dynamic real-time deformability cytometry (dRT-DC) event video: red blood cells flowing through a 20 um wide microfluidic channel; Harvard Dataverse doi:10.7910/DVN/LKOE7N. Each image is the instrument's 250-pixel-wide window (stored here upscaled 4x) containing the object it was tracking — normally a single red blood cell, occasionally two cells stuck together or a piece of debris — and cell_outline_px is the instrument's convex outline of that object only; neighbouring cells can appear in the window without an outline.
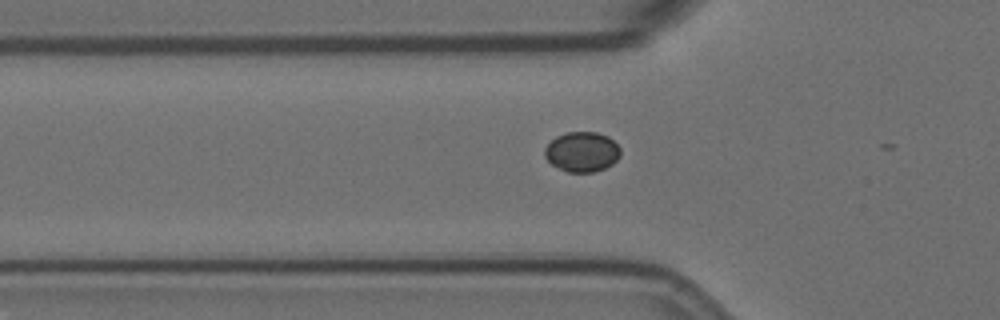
{"species": "Egyptian fruit bat (a non-hibernating species)", "species_latin": "Rousettus aegyptiacus", "temperature_condition": "room temperature", "stored_images_in_passage": 18, "camera_frame_rate_fps": 3000, "um_per_image_px": 0.085, "animal": {"sex": "female"}, "frame": {"image": 1, "passage_image": 10, "time_ms": 3.0, "image_size_px": [1000, 320], "cell_outline_px": [[620, 156], [612, 164], [604, 168], [592, 172], [568, 172], [552, 164], [544, 156], [544, 148], [556, 136], [564, 132], [596, 132], [608, 136], [620, 148]], "centroid_in_image_um": [49.46, 12.89], "position_along_channel_um": 76.3, "area_um2": 17.57}}
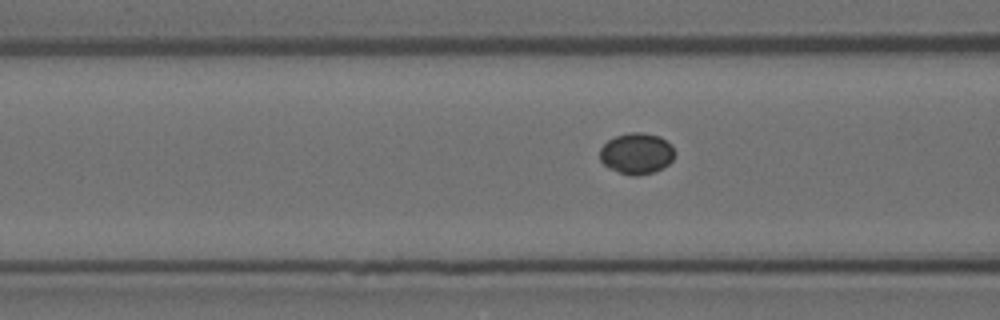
{"frame": {"image": 2, "passage_image": 13, "time_ms": 4.0, "image_size_px": [1000, 320], "cell_outline_px": [[676, 152], [672, 160], [668, 164], [652, 172], [636, 176], [632, 176], [608, 168], [600, 160], [600, 148], [608, 140], [616, 136], [628, 132], [640, 132], [660, 136]], "centroid_in_image_um": [54.08, 13.04], "position_along_channel_um": 112.5, "area_um2": 17.74}}
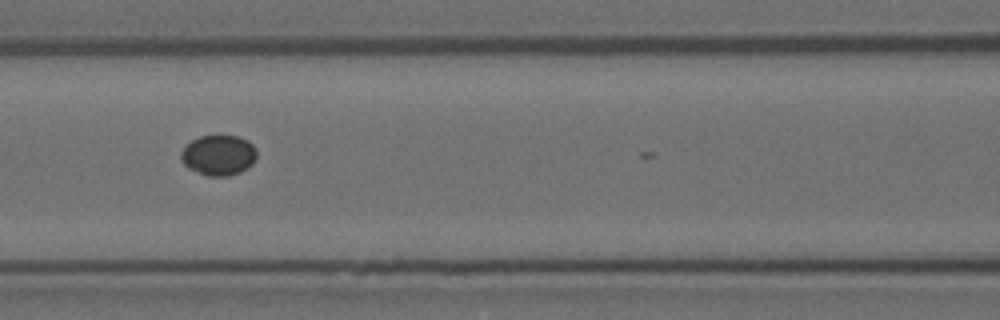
{"frame": {"image": 3, "passage_image": 16, "time_ms": 5.0, "image_size_px": [1000, 320], "cell_outline_px": [[256, 160], [252, 164], [240, 172], [228, 176], [208, 176], [188, 168], [184, 164], [180, 156], [180, 152], [192, 140], [200, 136], [236, 136], [248, 140], [256, 148]], "centroid_in_image_um": [18.59, 13.19], "position_along_channel_um": 148.0, "area_um2": 17.74}}